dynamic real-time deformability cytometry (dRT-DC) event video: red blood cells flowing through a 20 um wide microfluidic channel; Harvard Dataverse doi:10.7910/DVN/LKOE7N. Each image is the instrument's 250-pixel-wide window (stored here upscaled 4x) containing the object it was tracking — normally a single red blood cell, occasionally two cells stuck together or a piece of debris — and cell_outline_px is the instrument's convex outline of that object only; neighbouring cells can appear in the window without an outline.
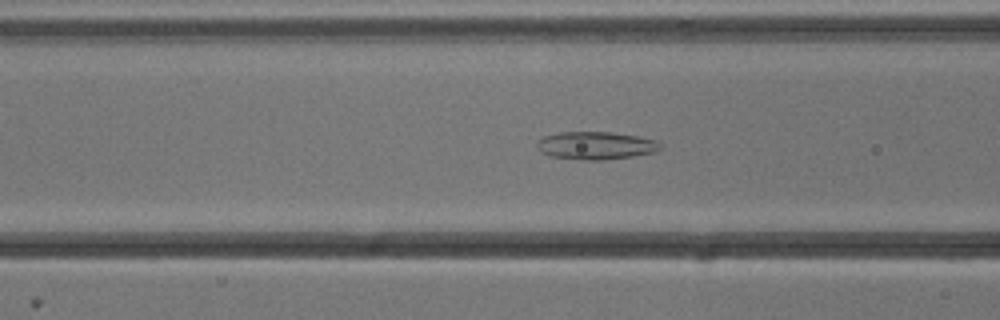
{"species": "common noctule bat (a hibernating species)", "species_latin": "Nyctalus noctula", "temperature_condition": "cold", "stored_images_in_passage": 54, "camera_frame_rate_fps": 3000, "um_per_image_px": 0.085, "animal": {"sex": "male", "body_mass_g": 13.3}, "frame": {"image": 1, "passage_image": 20, "time_ms": 6.333, "image_size_px": [1000, 320], "cell_outline_px": [[660, 148], [656, 152], [632, 156], [604, 160], [584, 160], [552, 156], [540, 152], [536, 148], [536, 140], [544, 136], [560, 132], [612, 132], [636, 136], [656, 140], [660, 144]], "centroid_in_image_um": [50.6, 12.37], "position_along_channel_um": 116.0, "area_um2": 20.0}}
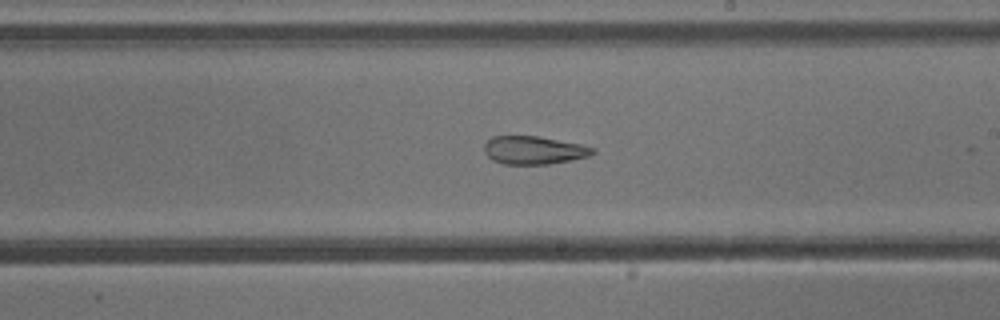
{"frame": {"image": 2, "passage_image": 30, "time_ms": 9.667, "image_size_px": [1000, 320], "cell_outline_px": [[596, 152], [588, 156], [572, 160], [548, 164], [504, 164], [492, 160], [484, 152], [484, 144], [492, 136], [536, 136], [580, 144], [596, 148]], "centroid_in_image_um": [45.37, 12.77], "position_along_channel_um": 243.6, "area_um2": 17.74}}
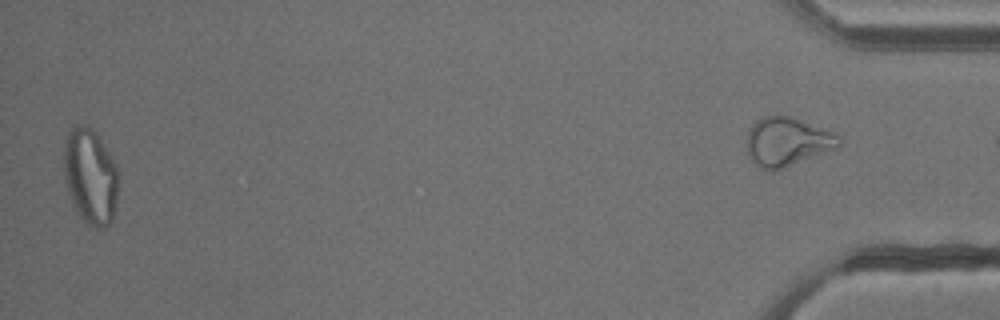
{"frame": {"image": 3, "passage_image": 52, "time_ms": 17.0, "image_size_px": [1000, 320], "cell_outline_px": [[116, 208], [112, 220], [104, 228], [88, 228], [76, 212], [68, 192], [64, 176], [64, 144], [68, 132], [76, 124], [88, 124], [100, 136], [116, 164]], "centroid_in_image_um": [7.66, 14.99], "position_along_channel_um": 427.5, "area_um2": 30.81}, "authors_computed_cell_mechanics": {"area_um2": 24.9985, "velocity_mm_per_s": 3.8257, "shape_relaxation_time_tau1_ms": null, "shape_relaxation_time_tau2_ms": 4.659, "deformation_change_tau1": null, "deformation_change_tau2": 0.1184}}